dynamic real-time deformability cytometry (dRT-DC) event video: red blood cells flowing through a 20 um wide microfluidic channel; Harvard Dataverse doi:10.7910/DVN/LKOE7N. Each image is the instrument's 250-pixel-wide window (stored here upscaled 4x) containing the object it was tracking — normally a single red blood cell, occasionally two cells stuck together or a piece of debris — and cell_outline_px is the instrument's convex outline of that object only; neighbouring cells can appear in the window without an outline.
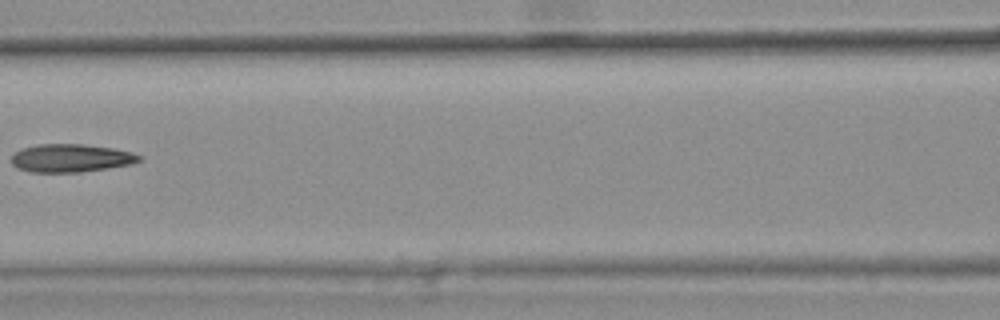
{"species": "common noctule bat (a hibernating species)", "species_latin": "Nyctalus noctula", "temperature_condition": "warm", "stored_images_in_passage": 3, "camera_frame_rate_fps": 3000, "um_per_image_px": 0.085, "animal": {"sex": "female", "body_mass_g": 25.1}, "frame": {"image": 1, "passage_image": 3, "time_ms": 0.667, "image_size_px": [1000, 320], "cell_outline_px": [[144, 156], [140, 160], [132, 164], [108, 168], [80, 172], [32, 172], [20, 168], [12, 164], [12, 156], [16, 152], [24, 148], [40, 144], [84, 144], [112, 148], [132, 152]], "centroid_in_image_um": [6.08, 13.43], "position_along_channel_um": 160.5, "area_um2": 20.75}}